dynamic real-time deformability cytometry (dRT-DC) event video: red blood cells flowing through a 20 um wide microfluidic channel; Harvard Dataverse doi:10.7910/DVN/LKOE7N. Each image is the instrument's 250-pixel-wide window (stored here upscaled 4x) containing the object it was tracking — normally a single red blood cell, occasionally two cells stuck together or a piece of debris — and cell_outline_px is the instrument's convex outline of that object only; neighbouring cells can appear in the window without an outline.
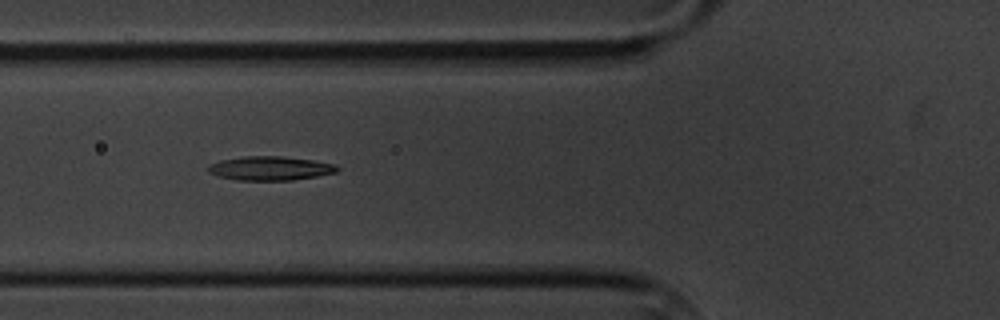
{"species": "common noctule bat (a hibernating species)", "species_latin": "Nyctalus noctula", "temperature_condition": "cold", "stored_images_in_passage": 8, "camera_frame_rate_fps": 3000, "um_per_image_px": 0.085, "animal": {"sex": "male", "body_mass_g": 20.1, "forearm_length_mm": 53.5}, "frame": {"image": 1, "passage_image": 4, "time_ms": 4.0, "image_size_px": [1000, 320], "cell_outline_px": [[340, 168], [336, 172], [316, 176], [292, 180], [236, 180], [220, 176], [208, 172], [208, 164], [220, 160], [244, 156], [280, 156], [312, 160], [336, 164]], "centroid_in_image_um": [22.96, 14.3], "position_along_channel_um": 102.8, "area_um2": 17.98}}
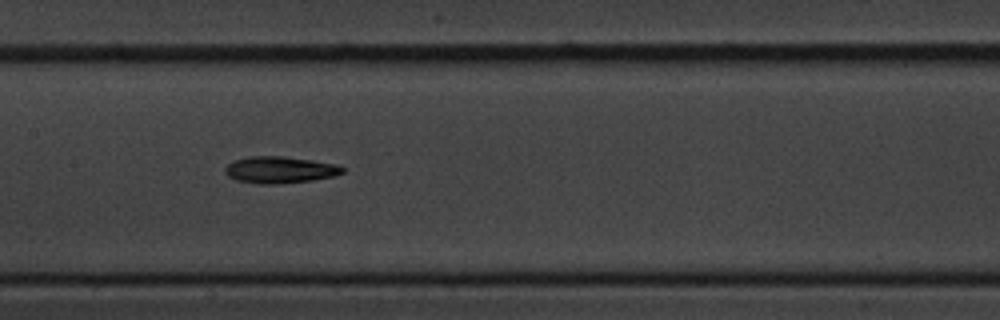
{"frame": {"image": 2, "passage_image": 6, "time_ms": 6.333, "image_size_px": [1000, 320], "cell_outline_px": [[344, 172], [332, 176], [312, 180], [276, 184], [260, 184], [236, 180], [228, 176], [224, 172], [224, 168], [232, 160], [248, 156], [280, 156], [312, 160], [336, 164], [344, 168]], "centroid_in_image_um": [23.73, 14.43], "position_along_channel_um": 183.7, "area_um2": 18.26}}
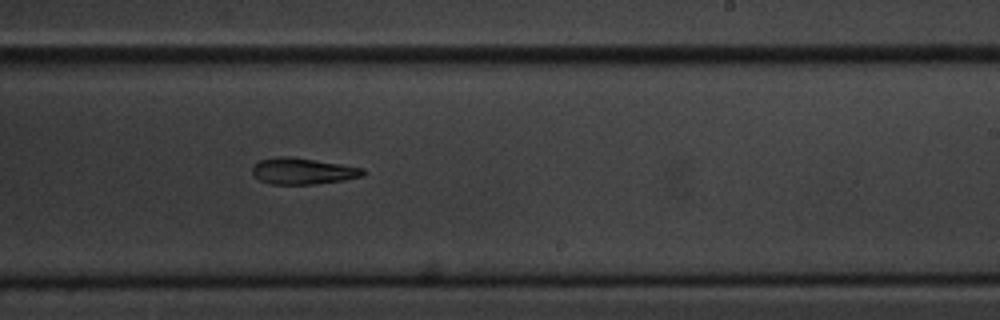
{"frame": {"image": 3, "passage_image": 8, "time_ms": 8.667, "image_size_px": [1000, 320], "cell_outline_px": [[368, 172], [364, 176], [344, 180], [312, 184], [268, 184], [260, 180], [252, 172], [252, 168], [260, 160], [280, 156], [288, 156], [340, 164], [364, 168]], "centroid_in_image_um": [25.78, 14.55], "position_along_channel_um": 263.2, "area_um2": 16.88}}